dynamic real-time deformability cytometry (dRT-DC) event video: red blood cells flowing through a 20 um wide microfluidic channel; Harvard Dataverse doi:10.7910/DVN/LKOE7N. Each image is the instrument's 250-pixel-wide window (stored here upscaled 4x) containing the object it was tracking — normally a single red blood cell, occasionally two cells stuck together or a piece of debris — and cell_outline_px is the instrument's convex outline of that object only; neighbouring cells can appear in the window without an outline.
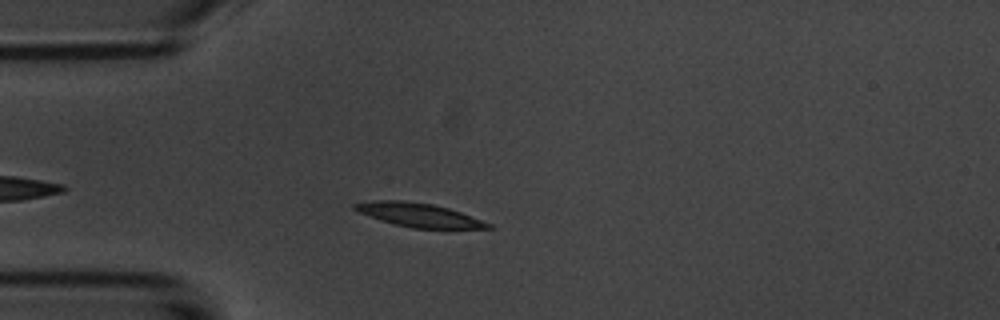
{"species": "common noctule bat (a hibernating species)", "species_latin": "Nyctalus noctula", "temperature_condition": "room temperature", "stored_images_in_passage": 3, "camera_frame_rate_fps": 3000, "um_per_image_px": 0.085, "animal": {"sex": "male", "body_mass_g": 20.1, "forearm_length_mm": 53.5}, "frame": {"image": 1, "passage_image": 3, "time_ms": 3.0, "image_size_px": [1000, 320], "cell_outline_px": [[496, 228], [412, 228], [392, 224], [380, 220], [360, 212], [352, 208], [352, 204], [372, 200], [404, 200], [432, 204], [448, 208], [460, 212], [492, 224]], "centroid_in_image_um": [35.57, 18.27], "position_along_channel_um": 49.4, "area_um2": 18.38}}